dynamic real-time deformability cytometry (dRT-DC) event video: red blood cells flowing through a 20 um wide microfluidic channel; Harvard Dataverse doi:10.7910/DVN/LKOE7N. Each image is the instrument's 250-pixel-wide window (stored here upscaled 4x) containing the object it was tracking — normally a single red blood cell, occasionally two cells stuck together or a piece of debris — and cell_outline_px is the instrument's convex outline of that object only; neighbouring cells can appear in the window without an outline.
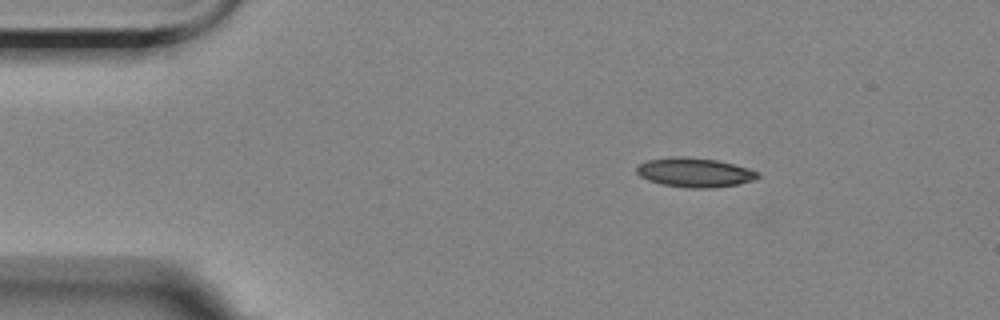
{"species": "Egyptian fruit bat (a non-hibernating species)", "species_latin": "Rousettus aegyptiacus", "temperature_condition": "room temperature", "stored_images_in_passage": 3, "camera_frame_rate_fps": 3000, "um_per_image_px": 0.085, "animal": {"sex": "female"}, "frame": {"image": 1, "passage_image": 1, "time_ms": 0.0, "image_size_px": [1000, 320], "cell_outline_px": [[760, 176], [752, 180], [736, 184], [712, 188], [688, 188], [664, 184], [648, 180], [640, 176], [636, 172], [636, 168], [640, 164], [648, 160], [672, 156], [684, 156], [716, 160], [748, 168], [760, 172]], "centroid_in_image_um": [59.04, 14.65], "position_along_channel_um": 26.0, "area_um2": 20.52}}